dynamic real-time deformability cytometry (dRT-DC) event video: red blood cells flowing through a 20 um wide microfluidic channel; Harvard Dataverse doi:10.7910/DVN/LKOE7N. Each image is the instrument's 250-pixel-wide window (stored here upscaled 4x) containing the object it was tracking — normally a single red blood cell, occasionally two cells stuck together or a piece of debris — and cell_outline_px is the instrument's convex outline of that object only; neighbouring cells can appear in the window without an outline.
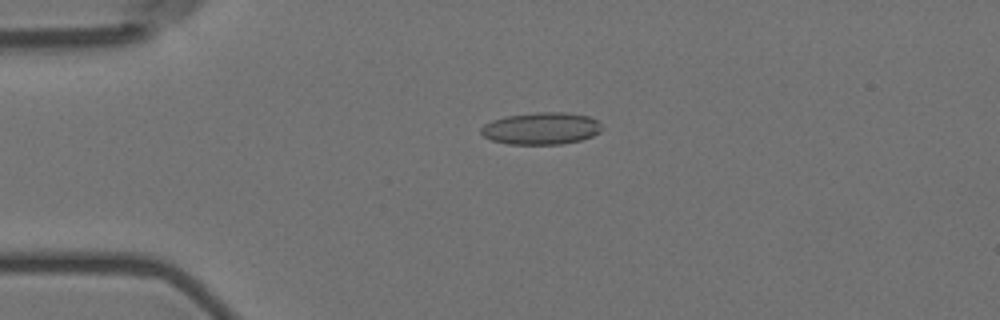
{"species": "Egyptian fruit bat (a non-hibernating species)", "species_latin": "Rousettus aegyptiacus", "temperature_condition": "room temperature", "stored_images_in_passage": 5, "camera_frame_rate_fps": 3000, "um_per_image_px": 0.085, "animal": {"sex": "female"}, "frame": {"image": 1, "passage_image": 4, "time_ms": 1.0, "image_size_px": [1000, 320], "cell_outline_px": [[604, 128], [600, 132], [592, 136], [580, 140], [560, 144], [508, 144], [492, 140], [484, 136], [480, 132], [480, 128], [484, 124], [492, 120], [504, 116], [536, 112], [564, 112], [588, 116], [596, 120]], "centroid_in_image_um": [45.99, 10.91], "position_along_channel_um": 39.0, "area_um2": 22.66}}